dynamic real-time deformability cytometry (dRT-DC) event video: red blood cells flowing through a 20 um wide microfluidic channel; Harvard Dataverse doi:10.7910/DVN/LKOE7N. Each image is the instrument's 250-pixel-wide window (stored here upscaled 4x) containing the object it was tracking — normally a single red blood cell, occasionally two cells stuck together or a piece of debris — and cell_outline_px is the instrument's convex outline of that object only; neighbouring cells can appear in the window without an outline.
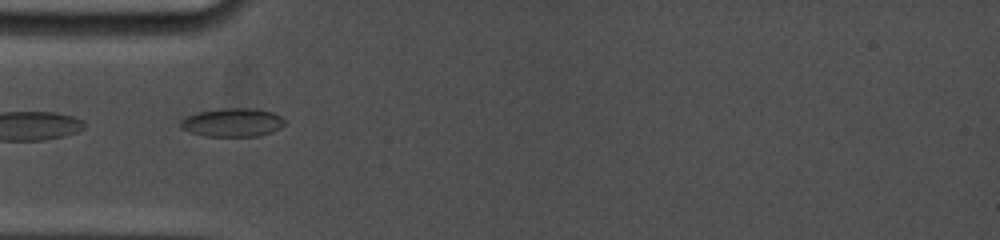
{"species": "common noctule bat (a hibernating species)", "species_latin": "Nyctalus noctula", "temperature_condition": "cold", "stored_images_in_passage": 51, "camera_frame_rate_fps": 5000, "um_per_image_px": 0.085, "animal": {"sex": "female", "body_mass_g": 19.0, "forearm_length_mm": 53.3}, "frame": {"image": 1, "passage_image": 1, "time_ms": 0.0, "image_size_px": [1000, 240], "cell_outline_px": [[284, 124], [280, 128], [272, 132], [256, 136], [204, 136], [180, 128], [180, 120], [188, 116], [200, 112], [220, 108], [256, 108], [272, 112], [280, 116], [284, 120]], "centroid_in_image_um": [19.77, 10.4], "position_along_channel_um": 65.2, "area_um2": 17.22}}
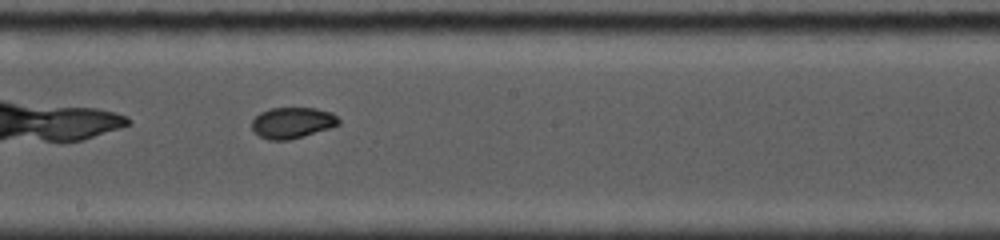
{"frame": {"image": 2, "passage_image": 23, "time_ms": 4.2, "image_size_px": [1000, 240], "cell_outline_px": [[340, 124], [304, 136], [288, 140], [268, 140], [260, 136], [252, 128], [252, 120], [260, 112], [272, 108], [316, 108], [332, 112], [340, 120]], "centroid_in_image_um": [24.85, 10.43], "position_along_channel_um": 223.3, "area_um2": 15.61}}
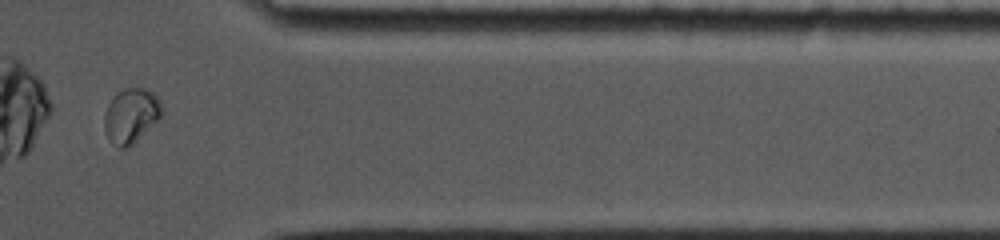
{"frame": {"image": 3, "passage_image": 46, "time_ms": 9.0, "image_size_px": [1000, 240], "cell_outline_px": [[164, 112], [128, 148], [120, 148], [108, 140], [104, 128], [104, 116], [108, 104], [124, 88], [144, 88], [152, 92], [160, 100]], "centroid_in_image_um": [11.13, 9.83], "position_along_channel_um": 400.3, "area_um2": 17.92}, "authors_computed_cell_mechanics": {"area_um2": 16.184, "velocity_mm_per_s": 3.7694, "shape_relaxation_time_tau1_ms": 4.0843, "shape_relaxation_time_tau2_ms": 1.3746, "deformation_change_tau1": 0.1614, "deformation_change_tau2": 0.0253}}